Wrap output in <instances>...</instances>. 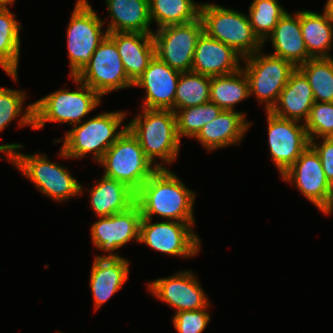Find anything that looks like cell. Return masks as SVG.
Masks as SVG:
<instances>
[{"label":"cell","mask_w":333,"mask_h":333,"mask_svg":"<svg viewBox=\"0 0 333 333\" xmlns=\"http://www.w3.org/2000/svg\"><path fill=\"white\" fill-rule=\"evenodd\" d=\"M203 32L200 17L190 23L158 28L153 33L155 56L181 73L191 71L194 51Z\"/></svg>","instance_id":"10"},{"label":"cell","mask_w":333,"mask_h":333,"mask_svg":"<svg viewBox=\"0 0 333 333\" xmlns=\"http://www.w3.org/2000/svg\"><path fill=\"white\" fill-rule=\"evenodd\" d=\"M105 167L104 176L123 182L137 192L158 169L165 168L145 156L138 139L127 128L98 161Z\"/></svg>","instance_id":"5"},{"label":"cell","mask_w":333,"mask_h":333,"mask_svg":"<svg viewBox=\"0 0 333 333\" xmlns=\"http://www.w3.org/2000/svg\"><path fill=\"white\" fill-rule=\"evenodd\" d=\"M25 95L18 90L0 88V131L23 111Z\"/></svg>","instance_id":"35"},{"label":"cell","mask_w":333,"mask_h":333,"mask_svg":"<svg viewBox=\"0 0 333 333\" xmlns=\"http://www.w3.org/2000/svg\"><path fill=\"white\" fill-rule=\"evenodd\" d=\"M222 111L210 101L202 105L179 109L175 113L179 138L181 136L196 137L203 126L215 119Z\"/></svg>","instance_id":"33"},{"label":"cell","mask_w":333,"mask_h":333,"mask_svg":"<svg viewBox=\"0 0 333 333\" xmlns=\"http://www.w3.org/2000/svg\"><path fill=\"white\" fill-rule=\"evenodd\" d=\"M194 197L195 193L187 189L173 172L158 168L136 192V203L142 219H152V215L157 214L168 221L194 223Z\"/></svg>","instance_id":"1"},{"label":"cell","mask_w":333,"mask_h":333,"mask_svg":"<svg viewBox=\"0 0 333 333\" xmlns=\"http://www.w3.org/2000/svg\"><path fill=\"white\" fill-rule=\"evenodd\" d=\"M314 102L308 79L296 68L290 75L287 84L280 93L277 104L272 108L271 112L280 118L297 121H301V118H304L306 121Z\"/></svg>","instance_id":"21"},{"label":"cell","mask_w":333,"mask_h":333,"mask_svg":"<svg viewBox=\"0 0 333 333\" xmlns=\"http://www.w3.org/2000/svg\"><path fill=\"white\" fill-rule=\"evenodd\" d=\"M259 52L242 59L246 64L243 71L249 81L250 95L256 94L260 102H267L266 111H271L297 67L288 60Z\"/></svg>","instance_id":"9"},{"label":"cell","mask_w":333,"mask_h":333,"mask_svg":"<svg viewBox=\"0 0 333 333\" xmlns=\"http://www.w3.org/2000/svg\"><path fill=\"white\" fill-rule=\"evenodd\" d=\"M150 18L159 28L186 24L200 17V4L193 0H149Z\"/></svg>","instance_id":"29"},{"label":"cell","mask_w":333,"mask_h":333,"mask_svg":"<svg viewBox=\"0 0 333 333\" xmlns=\"http://www.w3.org/2000/svg\"><path fill=\"white\" fill-rule=\"evenodd\" d=\"M15 0H0V9H6L7 4H13Z\"/></svg>","instance_id":"41"},{"label":"cell","mask_w":333,"mask_h":333,"mask_svg":"<svg viewBox=\"0 0 333 333\" xmlns=\"http://www.w3.org/2000/svg\"><path fill=\"white\" fill-rule=\"evenodd\" d=\"M73 81L82 84L78 90L61 89L30 104L21 116L19 126L28 124L32 129H40L46 121L81 123L82 117L99 105L101 96L76 77Z\"/></svg>","instance_id":"2"},{"label":"cell","mask_w":333,"mask_h":333,"mask_svg":"<svg viewBox=\"0 0 333 333\" xmlns=\"http://www.w3.org/2000/svg\"><path fill=\"white\" fill-rule=\"evenodd\" d=\"M308 79L315 102H333V58H312L297 67Z\"/></svg>","instance_id":"31"},{"label":"cell","mask_w":333,"mask_h":333,"mask_svg":"<svg viewBox=\"0 0 333 333\" xmlns=\"http://www.w3.org/2000/svg\"><path fill=\"white\" fill-rule=\"evenodd\" d=\"M310 145L319 154L324 173L327 180L333 183V137L323 138L322 144L315 145L314 141H310Z\"/></svg>","instance_id":"37"},{"label":"cell","mask_w":333,"mask_h":333,"mask_svg":"<svg viewBox=\"0 0 333 333\" xmlns=\"http://www.w3.org/2000/svg\"><path fill=\"white\" fill-rule=\"evenodd\" d=\"M244 113L223 110L215 119L203 126L195 137L208 150L237 144L249 128Z\"/></svg>","instance_id":"23"},{"label":"cell","mask_w":333,"mask_h":333,"mask_svg":"<svg viewBox=\"0 0 333 333\" xmlns=\"http://www.w3.org/2000/svg\"><path fill=\"white\" fill-rule=\"evenodd\" d=\"M22 145L20 144H6V145H0V152H6V155L8 156L11 152L19 150Z\"/></svg>","instance_id":"38"},{"label":"cell","mask_w":333,"mask_h":333,"mask_svg":"<svg viewBox=\"0 0 333 333\" xmlns=\"http://www.w3.org/2000/svg\"><path fill=\"white\" fill-rule=\"evenodd\" d=\"M248 96L249 81L242 68L229 75L210 77V102L222 110L233 111L234 105Z\"/></svg>","instance_id":"27"},{"label":"cell","mask_w":333,"mask_h":333,"mask_svg":"<svg viewBox=\"0 0 333 333\" xmlns=\"http://www.w3.org/2000/svg\"><path fill=\"white\" fill-rule=\"evenodd\" d=\"M204 32L233 48L245 58L261 51L263 45L255 36L249 17L215 4H200Z\"/></svg>","instance_id":"6"},{"label":"cell","mask_w":333,"mask_h":333,"mask_svg":"<svg viewBox=\"0 0 333 333\" xmlns=\"http://www.w3.org/2000/svg\"><path fill=\"white\" fill-rule=\"evenodd\" d=\"M282 179L295 183L300 192L319 210L322 211L327 206L331 183L326 178L319 154L311 145L282 175Z\"/></svg>","instance_id":"14"},{"label":"cell","mask_w":333,"mask_h":333,"mask_svg":"<svg viewBox=\"0 0 333 333\" xmlns=\"http://www.w3.org/2000/svg\"><path fill=\"white\" fill-rule=\"evenodd\" d=\"M324 14L333 22V0L326 2Z\"/></svg>","instance_id":"39"},{"label":"cell","mask_w":333,"mask_h":333,"mask_svg":"<svg viewBox=\"0 0 333 333\" xmlns=\"http://www.w3.org/2000/svg\"><path fill=\"white\" fill-rule=\"evenodd\" d=\"M124 118V112H108L81 123V125H73V129L65 135L60 156L81 158L88 152H92L94 159L98 162L127 129L125 126L116 132Z\"/></svg>","instance_id":"4"},{"label":"cell","mask_w":333,"mask_h":333,"mask_svg":"<svg viewBox=\"0 0 333 333\" xmlns=\"http://www.w3.org/2000/svg\"><path fill=\"white\" fill-rule=\"evenodd\" d=\"M253 33L263 44L272 34L286 10L277 0H254L249 9Z\"/></svg>","instance_id":"32"},{"label":"cell","mask_w":333,"mask_h":333,"mask_svg":"<svg viewBox=\"0 0 333 333\" xmlns=\"http://www.w3.org/2000/svg\"><path fill=\"white\" fill-rule=\"evenodd\" d=\"M333 209V183L331 184L330 196L327 202V206L322 210V212L329 214Z\"/></svg>","instance_id":"40"},{"label":"cell","mask_w":333,"mask_h":333,"mask_svg":"<svg viewBox=\"0 0 333 333\" xmlns=\"http://www.w3.org/2000/svg\"><path fill=\"white\" fill-rule=\"evenodd\" d=\"M304 124L310 141L333 137V102H314Z\"/></svg>","instance_id":"34"},{"label":"cell","mask_w":333,"mask_h":333,"mask_svg":"<svg viewBox=\"0 0 333 333\" xmlns=\"http://www.w3.org/2000/svg\"><path fill=\"white\" fill-rule=\"evenodd\" d=\"M141 209L137 203L129 209L100 217L91 228L93 244L105 252L119 249L131 239L139 242Z\"/></svg>","instance_id":"15"},{"label":"cell","mask_w":333,"mask_h":333,"mask_svg":"<svg viewBox=\"0 0 333 333\" xmlns=\"http://www.w3.org/2000/svg\"><path fill=\"white\" fill-rule=\"evenodd\" d=\"M112 18L108 33L139 32L153 34L149 0H106Z\"/></svg>","instance_id":"24"},{"label":"cell","mask_w":333,"mask_h":333,"mask_svg":"<svg viewBox=\"0 0 333 333\" xmlns=\"http://www.w3.org/2000/svg\"><path fill=\"white\" fill-rule=\"evenodd\" d=\"M266 112L271 159L283 175L310 145V139L305 124L299 125L297 120L280 118L271 111Z\"/></svg>","instance_id":"13"},{"label":"cell","mask_w":333,"mask_h":333,"mask_svg":"<svg viewBox=\"0 0 333 333\" xmlns=\"http://www.w3.org/2000/svg\"><path fill=\"white\" fill-rule=\"evenodd\" d=\"M9 8L0 9V65L14 80H17L20 53L21 26Z\"/></svg>","instance_id":"28"},{"label":"cell","mask_w":333,"mask_h":333,"mask_svg":"<svg viewBox=\"0 0 333 333\" xmlns=\"http://www.w3.org/2000/svg\"><path fill=\"white\" fill-rule=\"evenodd\" d=\"M103 21L87 0H78L67 28L70 76L75 77L89 62L99 44L108 35Z\"/></svg>","instance_id":"8"},{"label":"cell","mask_w":333,"mask_h":333,"mask_svg":"<svg viewBox=\"0 0 333 333\" xmlns=\"http://www.w3.org/2000/svg\"><path fill=\"white\" fill-rule=\"evenodd\" d=\"M239 57L243 59L233 48L203 32L194 51L191 71L209 77L229 75L241 69Z\"/></svg>","instance_id":"18"},{"label":"cell","mask_w":333,"mask_h":333,"mask_svg":"<svg viewBox=\"0 0 333 333\" xmlns=\"http://www.w3.org/2000/svg\"><path fill=\"white\" fill-rule=\"evenodd\" d=\"M300 26L308 54L312 58H331L333 22L323 13L300 11Z\"/></svg>","instance_id":"26"},{"label":"cell","mask_w":333,"mask_h":333,"mask_svg":"<svg viewBox=\"0 0 333 333\" xmlns=\"http://www.w3.org/2000/svg\"><path fill=\"white\" fill-rule=\"evenodd\" d=\"M206 309L176 312L173 324L178 333H202L210 320Z\"/></svg>","instance_id":"36"},{"label":"cell","mask_w":333,"mask_h":333,"mask_svg":"<svg viewBox=\"0 0 333 333\" xmlns=\"http://www.w3.org/2000/svg\"><path fill=\"white\" fill-rule=\"evenodd\" d=\"M108 36L115 42L124 70L134 83L155 56L153 34L113 32Z\"/></svg>","instance_id":"19"},{"label":"cell","mask_w":333,"mask_h":333,"mask_svg":"<svg viewBox=\"0 0 333 333\" xmlns=\"http://www.w3.org/2000/svg\"><path fill=\"white\" fill-rule=\"evenodd\" d=\"M128 264L127 260L114 253L95 257L90 277L95 310L121 289L128 279Z\"/></svg>","instance_id":"20"},{"label":"cell","mask_w":333,"mask_h":333,"mask_svg":"<svg viewBox=\"0 0 333 333\" xmlns=\"http://www.w3.org/2000/svg\"><path fill=\"white\" fill-rule=\"evenodd\" d=\"M127 128L138 139L145 156L153 163L155 157L170 164L177 159L180 139L176 114L170 109H145Z\"/></svg>","instance_id":"3"},{"label":"cell","mask_w":333,"mask_h":333,"mask_svg":"<svg viewBox=\"0 0 333 333\" xmlns=\"http://www.w3.org/2000/svg\"><path fill=\"white\" fill-rule=\"evenodd\" d=\"M90 191L91 206L99 218L125 211L136 203L135 191L123 182L106 176Z\"/></svg>","instance_id":"25"},{"label":"cell","mask_w":333,"mask_h":333,"mask_svg":"<svg viewBox=\"0 0 333 333\" xmlns=\"http://www.w3.org/2000/svg\"><path fill=\"white\" fill-rule=\"evenodd\" d=\"M210 101V77L193 71L179 76L174 98V113L178 109L198 106Z\"/></svg>","instance_id":"30"},{"label":"cell","mask_w":333,"mask_h":333,"mask_svg":"<svg viewBox=\"0 0 333 333\" xmlns=\"http://www.w3.org/2000/svg\"><path fill=\"white\" fill-rule=\"evenodd\" d=\"M181 72L174 70L156 56L133 86L144 87L145 109H170L174 112V98Z\"/></svg>","instance_id":"17"},{"label":"cell","mask_w":333,"mask_h":333,"mask_svg":"<svg viewBox=\"0 0 333 333\" xmlns=\"http://www.w3.org/2000/svg\"><path fill=\"white\" fill-rule=\"evenodd\" d=\"M101 97L113 90L131 87L115 42L107 35L92 54L90 62L75 76Z\"/></svg>","instance_id":"11"},{"label":"cell","mask_w":333,"mask_h":333,"mask_svg":"<svg viewBox=\"0 0 333 333\" xmlns=\"http://www.w3.org/2000/svg\"><path fill=\"white\" fill-rule=\"evenodd\" d=\"M192 272L160 278L148 284L153 295L175 307L177 312L199 310L209 306L208 299Z\"/></svg>","instance_id":"16"},{"label":"cell","mask_w":333,"mask_h":333,"mask_svg":"<svg viewBox=\"0 0 333 333\" xmlns=\"http://www.w3.org/2000/svg\"><path fill=\"white\" fill-rule=\"evenodd\" d=\"M7 159L41 192L56 201H64L82 192V186L67 169L48 161L43 154L25 155L13 151Z\"/></svg>","instance_id":"7"},{"label":"cell","mask_w":333,"mask_h":333,"mask_svg":"<svg viewBox=\"0 0 333 333\" xmlns=\"http://www.w3.org/2000/svg\"><path fill=\"white\" fill-rule=\"evenodd\" d=\"M151 219H142L139 242L169 255L194 256L200 249V240L191 226L194 223L163 221L150 224Z\"/></svg>","instance_id":"12"},{"label":"cell","mask_w":333,"mask_h":333,"mask_svg":"<svg viewBox=\"0 0 333 333\" xmlns=\"http://www.w3.org/2000/svg\"><path fill=\"white\" fill-rule=\"evenodd\" d=\"M269 37L275 49L271 55L288 60L296 67L312 59L302 36L300 11L294 17L286 12Z\"/></svg>","instance_id":"22"}]
</instances>
